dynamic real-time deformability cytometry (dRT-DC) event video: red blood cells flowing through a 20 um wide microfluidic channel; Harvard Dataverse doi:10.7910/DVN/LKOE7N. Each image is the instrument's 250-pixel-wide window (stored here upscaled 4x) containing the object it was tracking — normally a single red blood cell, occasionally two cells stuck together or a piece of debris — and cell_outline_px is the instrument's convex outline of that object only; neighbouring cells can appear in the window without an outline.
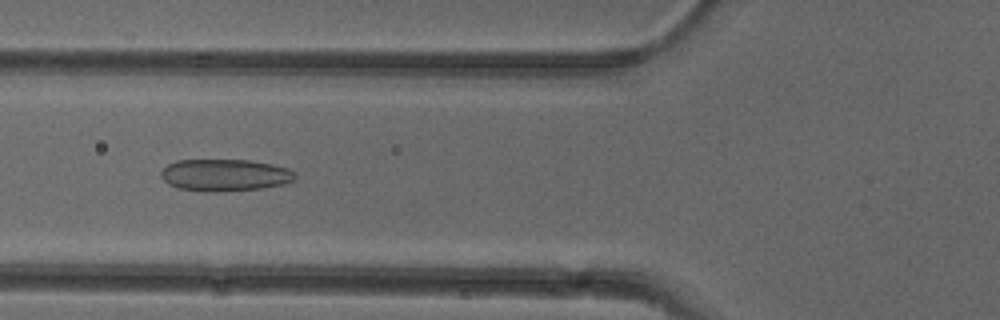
{"species": "common noctule bat (a hibernating species)", "species_latin": "Nyctalus noctula", "temperature_condition": "cold", "stored_images_in_passage": 43, "camera_frame_rate_fps": 3000, "um_per_image_px": 0.085, "animal": {"sex": "female"}, "frame": {"image": 1, "passage_image": 19, "time_ms": 6.0, "image_size_px": [1000, 320], "cell_outline_px": [[296, 180], [284, 184], [260, 188], [212, 192], [208, 192], [180, 188], [168, 184], [160, 176], [160, 172], [168, 164], [176, 160], [248, 160], [272, 164], [288, 168], [296, 172]], "centroid_in_image_um": [19.13, 14.87], "position_along_channel_um": 106.7, "area_um2": 25.03}}
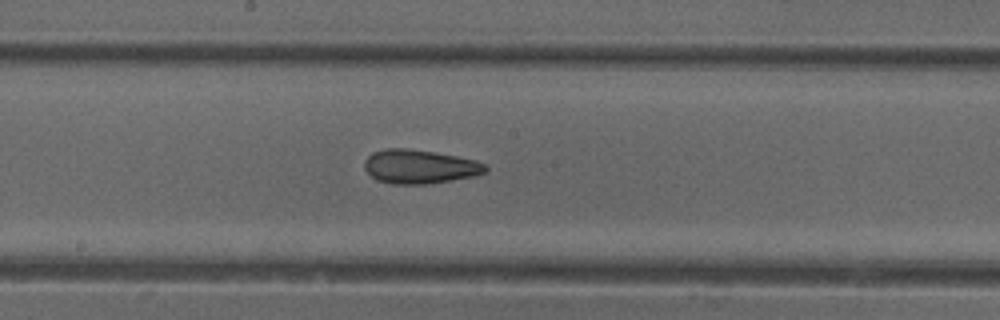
{"frame": {"image": 2, "passage_image": 27, "time_ms": 8.667, "image_size_px": [1000, 320], "cell_outline_px": [[488, 172], [476, 176], [452, 180], [424, 184], [392, 184], [376, 180], [364, 168], [364, 160], [372, 152], [388, 148], [404, 148], [436, 152], [476, 160], [488, 164]], "centroid_in_image_um": [35.71, 14.16], "position_along_channel_um": 212.5, "area_um2": 24.16}}
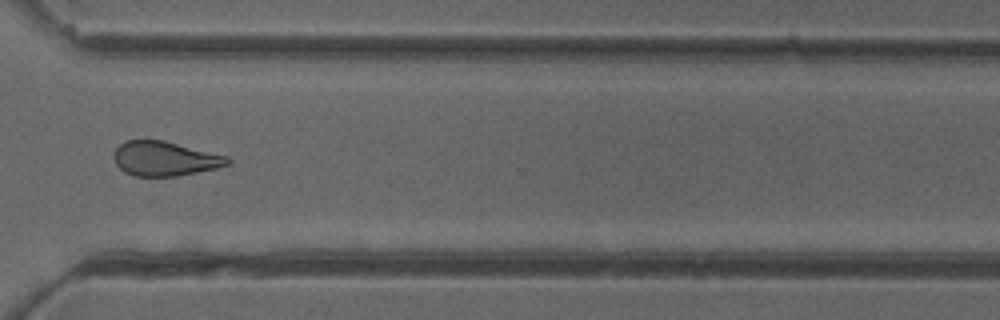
{"frame": {"image": 3, "passage_image": 38, "time_ms": 12.333, "image_size_px": [1000, 320], "cell_outline_px": [[232, 164], [216, 168], [176, 176], [136, 176], [124, 172], [116, 164], [112, 156], [116, 148], [124, 140], [164, 140], [228, 156], [232, 160]], "centroid_in_image_um": [14.02, 13.48], "position_along_channel_um": 356.6, "area_um2": 23.0}, "authors_computed_cell_mechanics": {"area_um2": 24.1604, "velocity_mm_per_s": 3.9484, "shape_relaxation_time_tau1_ms": null, "shape_relaxation_time_tau2_ms": 2.8035, "deformation_change_tau1": null, "deformation_change_tau2": 0.1053}}